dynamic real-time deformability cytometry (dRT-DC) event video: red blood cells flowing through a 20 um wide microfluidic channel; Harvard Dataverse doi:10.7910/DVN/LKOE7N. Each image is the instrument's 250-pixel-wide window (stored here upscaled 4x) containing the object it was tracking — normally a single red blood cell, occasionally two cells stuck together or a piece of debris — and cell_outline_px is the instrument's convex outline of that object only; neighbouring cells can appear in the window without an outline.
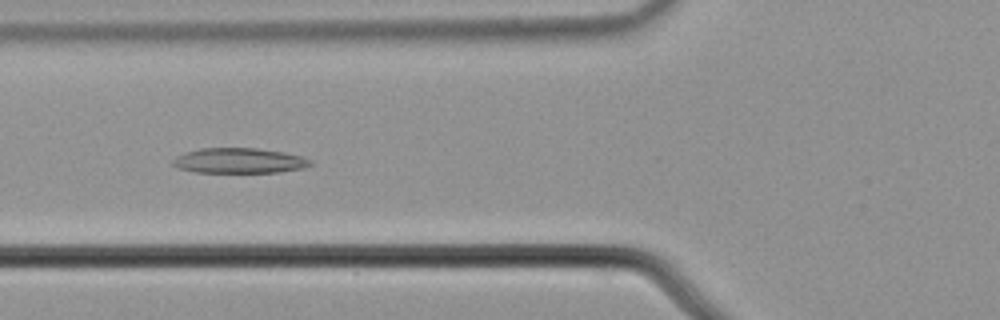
{"species": "common noctule bat (a hibernating species)", "species_latin": "Nyctalus noctula", "temperature_condition": "cold", "stored_images_in_passage": 58, "camera_frame_rate_fps": 3000, "um_per_image_px": 0.085, "animal": {"sex": "male", "body_mass_g": 21.5, "forearm_length_mm": 52.0}, "frame": {"image": 1, "passage_image": 23, "time_ms": 7.333, "image_size_px": [1000, 320], "cell_outline_px": [[316, 164], [304, 168], [280, 172], [196, 172], [176, 168], [172, 164], [172, 160], [176, 156], [184, 152], [200, 148], [256, 148], [284, 152], [304, 156], [312, 160]], "centroid_in_image_um": [20.37, 13.65], "position_along_channel_um": 105.4, "area_um2": 20.52}}
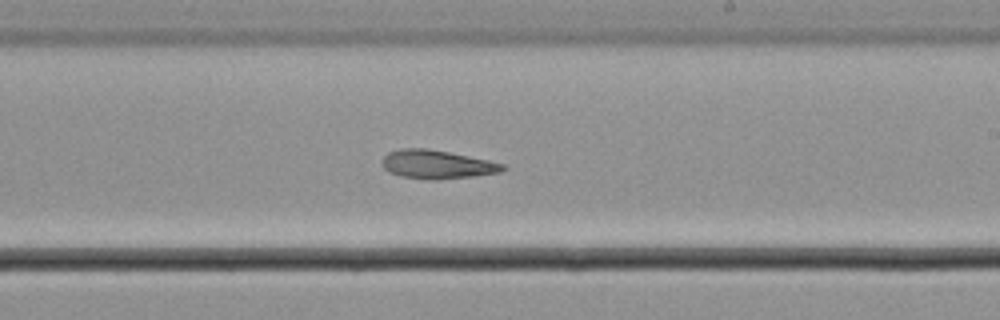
{"frame": {"image": 2, "passage_image": 35, "time_ms": 11.333, "image_size_px": [1000, 320], "cell_outline_px": [[508, 168], [500, 172], [472, 176], [436, 180], [432, 180], [400, 176], [388, 172], [380, 164], [384, 156], [388, 152], [400, 148], [428, 148], [488, 160], [504, 164]], "centroid_in_image_um": [37.1, 13.97], "position_along_channel_um": 251.9, "area_um2": 20.17}}
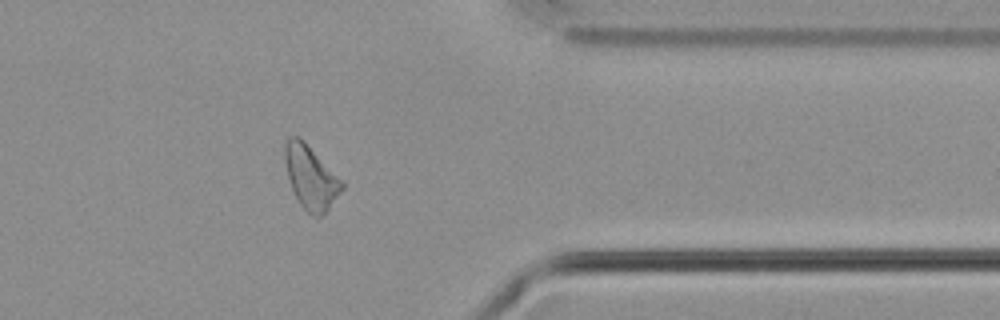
{"frame": {"image": 3, "passage_image": 47, "time_ms": 15.333, "image_size_px": [1000, 320], "cell_outline_px": [[344, 188], [328, 208], [320, 216], [312, 216], [300, 204], [292, 188], [288, 176], [284, 160], [284, 144], [288, 136], [296, 136], [304, 140], [344, 184]], "centroid_in_image_um": [26.38, 15.04], "position_along_channel_um": 385.0, "area_um2": 20.58}, "authors_computed_cell_mechanics": {"area_um2": 21.5305, "velocity_mm_per_s": 3.6618, "shape_relaxation_time_tau1_ms": null, "shape_relaxation_time_tau2_ms": 3.4637, "deformation_change_tau1": null, "deformation_change_tau2": 0.1041}}